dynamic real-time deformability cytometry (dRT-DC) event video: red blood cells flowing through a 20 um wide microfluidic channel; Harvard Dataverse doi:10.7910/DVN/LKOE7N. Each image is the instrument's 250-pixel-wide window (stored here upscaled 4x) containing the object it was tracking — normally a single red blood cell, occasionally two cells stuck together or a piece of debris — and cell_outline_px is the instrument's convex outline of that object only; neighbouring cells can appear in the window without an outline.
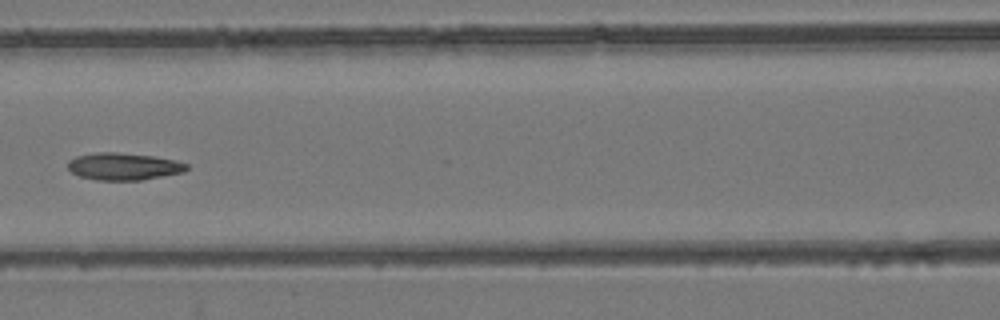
{"species": "common noctule bat (a hibernating species)", "species_latin": "Nyctalus noctula", "temperature_condition": "room temperature", "stored_images_in_passage": 7, "camera_frame_rate_fps": 3000, "um_per_image_px": 0.085, "animal": {"sex": "female", "body_mass_g": 24.6, "forearm_length_mm": 56.2}, "frame": {"image": 1, "passage_image": 6, "time_ms": 6.667, "image_size_px": [1000, 320], "cell_outline_px": [[188, 168], [184, 172], [140, 180], [96, 180], [80, 176], [72, 172], [68, 168], [68, 160], [76, 156], [96, 152], [116, 152], [152, 156], [176, 160], [188, 164]], "centroid_in_image_um": [10.5, 14.14], "position_along_channel_um": 156.1, "area_um2": 18.79}}
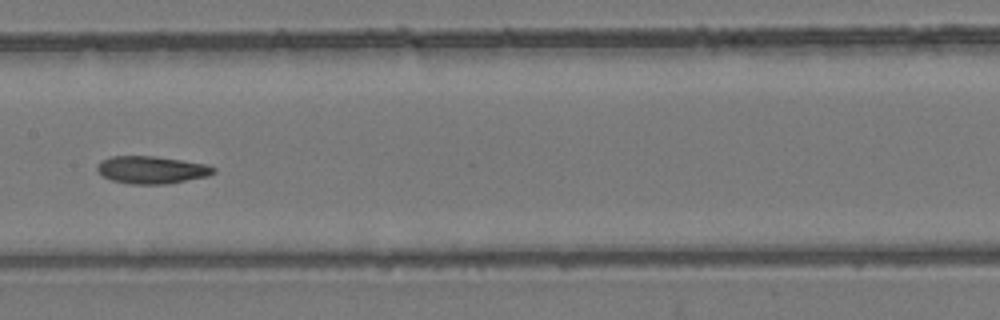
{"frame": {"image": 2, "passage_image": 7, "time_ms": 7.667, "image_size_px": [1000, 320], "cell_outline_px": [[216, 172], [208, 176], [168, 184], [132, 184], [112, 180], [104, 176], [96, 168], [96, 164], [100, 160], [112, 156], [156, 156], [204, 164], [216, 168]], "centroid_in_image_um": [12.88, 14.43], "position_along_channel_um": 194.5, "area_um2": 18.61}}